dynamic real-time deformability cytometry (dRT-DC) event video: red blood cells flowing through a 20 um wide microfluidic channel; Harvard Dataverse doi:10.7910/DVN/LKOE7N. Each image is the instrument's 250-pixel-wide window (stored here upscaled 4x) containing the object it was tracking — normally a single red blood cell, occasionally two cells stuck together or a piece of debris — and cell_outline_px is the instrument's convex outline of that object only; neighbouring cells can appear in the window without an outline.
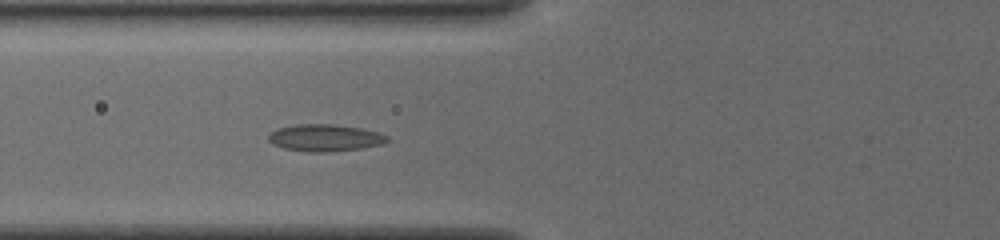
{"species": "common noctule bat (a hibernating species)", "species_latin": "Nyctalus noctula", "temperature_condition": "cold", "stored_images_in_passage": 47, "camera_frame_rate_fps": 3000, "um_per_image_px": 0.085, "animal": {"sex": "female", "body_mass_g": 19.5, "forearm_length_mm": 54.1}, "frame": {"image": 1, "passage_image": 15, "time_ms": 4.667, "image_size_px": [1000, 240], "cell_outline_px": [[388, 140], [384, 144], [364, 148], [328, 152], [304, 152], [284, 148], [272, 144], [268, 140], [268, 136], [276, 128], [296, 124], [336, 124], [364, 128], [388, 136]], "centroid_in_image_um": [27.62, 11.71], "position_along_channel_um": 98.2, "area_um2": 18.96}}
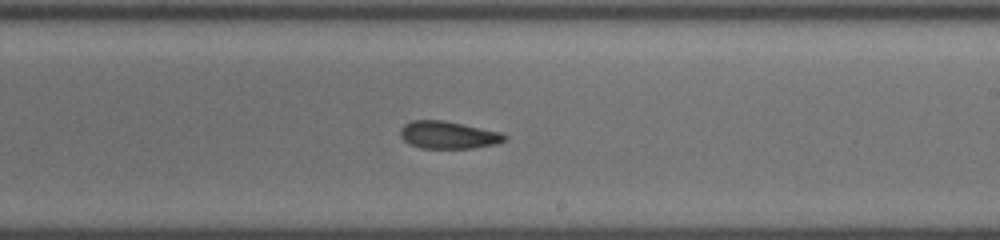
{"frame": {"image": 2, "passage_image": 27, "time_ms": 8.667, "image_size_px": [1000, 240], "cell_outline_px": [[508, 140], [496, 144], [472, 148], [420, 148], [404, 140], [400, 136], [400, 128], [404, 124], [412, 120], [444, 120], [504, 132], [508, 136]], "centroid_in_image_um": [38.16, 11.46], "position_along_channel_um": 250.8, "area_um2": 16.94}}
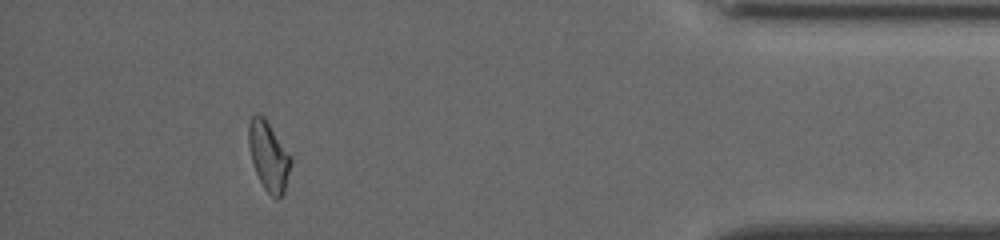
{"frame": {"image": 3, "passage_image": 43, "time_ms": 14.0, "image_size_px": [1000, 240], "cell_outline_px": [[292, 160], [284, 192], [280, 200], [276, 200], [264, 188], [256, 172], [252, 160], [248, 144], [248, 124], [252, 116], [256, 112], [264, 116], [292, 156]], "centroid_in_image_um": [22.84, 13.25], "position_along_channel_um": 412.4, "area_um2": 17.17}, "authors_computed_cell_mechanics": {"area_um2": 17.051, "velocity_mm_per_s": 3.8181, "shape_relaxation_time_tau1_ms": null, "shape_relaxation_time_tau2_ms": 4.1504, "deformation_change_tau1": null, "deformation_change_tau2": 0.1068}}